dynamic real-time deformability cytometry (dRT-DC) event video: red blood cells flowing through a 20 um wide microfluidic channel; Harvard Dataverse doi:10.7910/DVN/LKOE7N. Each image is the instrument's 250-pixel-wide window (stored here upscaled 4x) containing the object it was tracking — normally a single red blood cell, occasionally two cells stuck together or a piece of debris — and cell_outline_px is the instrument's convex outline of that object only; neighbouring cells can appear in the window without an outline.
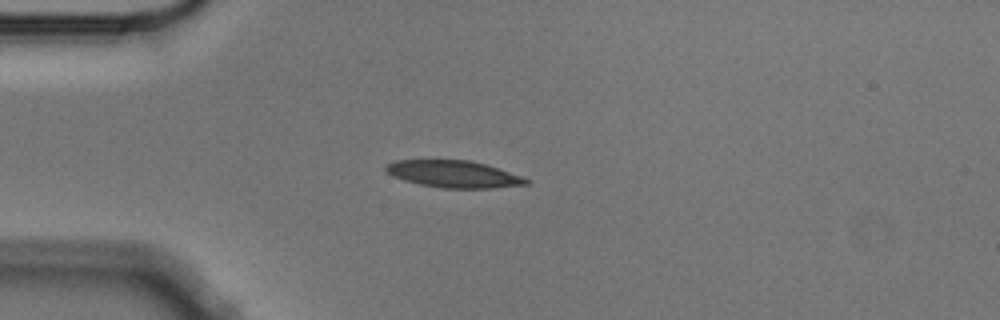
{"species": "Egyptian fruit bat (a non-hibernating species)", "species_latin": "Rousettus aegyptiacus", "temperature_condition": "cold", "stored_images_in_passage": 1, "camera_frame_rate_fps": 3000, "um_per_image_px": 0.085, "animal": {"sex": "male"}, "frame": {"image": 1, "passage_image": 1, "time_ms": 0.0, "image_size_px": [1000, 320], "cell_outline_px": [[532, 180], [528, 184], [492, 188], [444, 188], [420, 184], [404, 180], [388, 172], [384, 168], [388, 164], [396, 160], [468, 160], [484, 164]], "centroid_in_image_um": [38.58, 14.8], "position_along_channel_um": 46.4, "area_um2": 21.62}}